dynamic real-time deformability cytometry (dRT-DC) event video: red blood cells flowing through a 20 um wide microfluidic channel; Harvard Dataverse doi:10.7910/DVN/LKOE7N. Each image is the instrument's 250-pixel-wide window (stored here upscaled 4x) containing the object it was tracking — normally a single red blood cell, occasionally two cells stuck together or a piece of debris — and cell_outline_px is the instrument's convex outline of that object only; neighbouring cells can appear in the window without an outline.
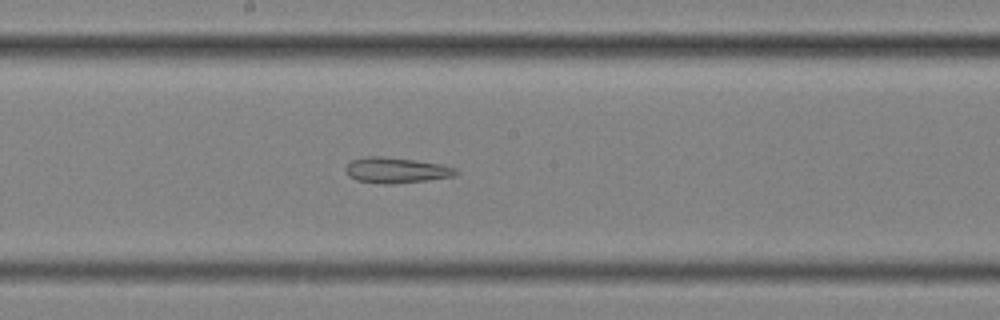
{"species": "common noctule bat (a hibernating species)", "species_latin": "Nyctalus noctula", "temperature_condition": "cold", "stored_images_in_passage": 58, "segment_of_instrument_passage": [2, 2], "camera_frame_rate_fps": 3000, "um_per_image_px": 0.085, "animal": {"sex": "female", "body_mass_g": 25.1}, "frame": {"image": 1, "passage_image": 32, "time_ms": 10.333, "image_size_px": [1000, 320], "cell_outline_px": [[460, 172], [456, 176], [392, 184], [384, 184], [356, 180], [348, 176], [348, 164], [352, 160], [368, 156], [380, 156], [412, 160], [440, 164], [456, 168]], "centroid_in_image_um": [33.71, 14.47], "position_along_channel_um": 214.5, "area_um2": 16.13}}
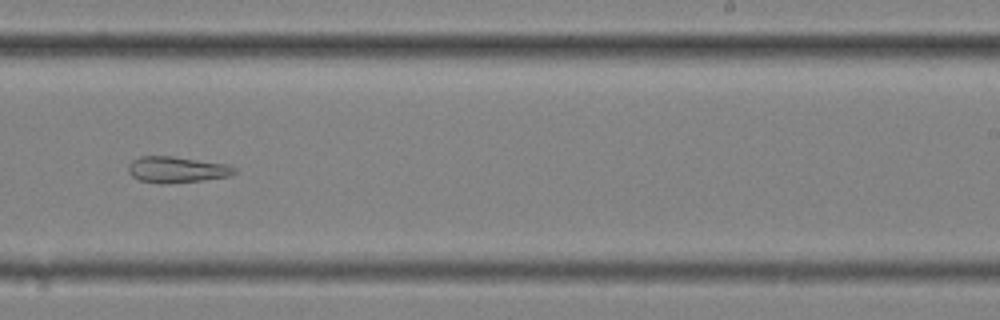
{"frame": {"image": 2, "passage_image": 37, "time_ms": 12.0, "image_size_px": [1000, 320], "cell_outline_px": [[236, 172], [228, 176], [204, 180], [164, 184], [160, 184], [140, 180], [132, 176], [128, 172], [128, 164], [132, 160], [140, 156], [172, 156], [224, 164], [236, 168]], "centroid_in_image_um": [14.97, 14.42], "position_along_channel_um": 274.0, "area_um2": 16.07}}
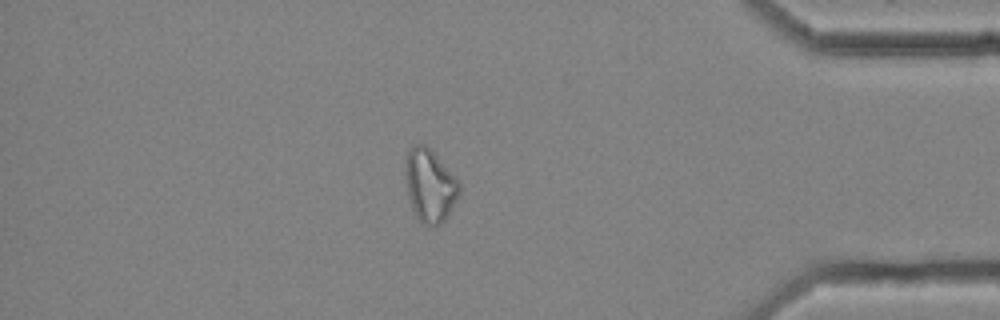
{"frame": {"image": 3, "passage_image": 50, "time_ms": 16.333, "image_size_px": [1000, 320], "cell_outline_px": [[460, 192], [448, 216], [440, 224], [432, 228], [420, 224], [412, 208], [408, 196], [404, 172], [404, 160], [408, 152], [416, 144], [424, 144], [432, 152], [460, 184]], "centroid_in_image_um": [36.5, 15.84], "position_along_channel_um": 398.7, "area_um2": 22.77}}